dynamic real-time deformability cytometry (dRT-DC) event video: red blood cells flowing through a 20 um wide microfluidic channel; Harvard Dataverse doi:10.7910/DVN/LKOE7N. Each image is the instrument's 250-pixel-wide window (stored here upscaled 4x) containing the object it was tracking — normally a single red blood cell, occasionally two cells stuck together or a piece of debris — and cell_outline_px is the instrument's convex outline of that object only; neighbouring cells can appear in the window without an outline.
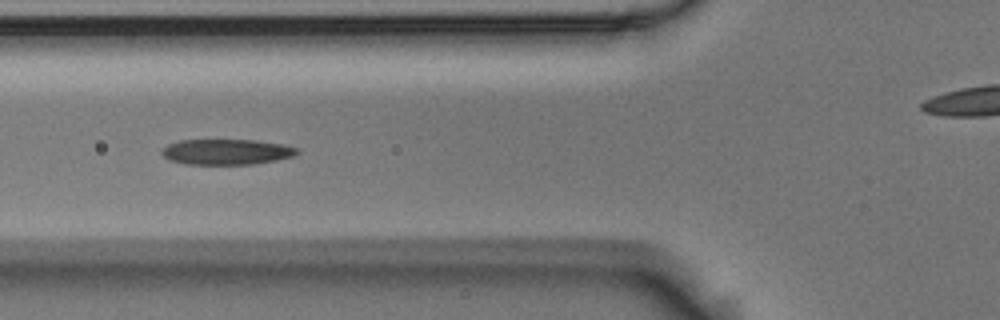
{"species": "Egyptian fruit bat (a non-hibernating species)", "species_latin": "Rousettus aegyptiacus", "temperature_condition": "room temperature", "stored_images_in_passage": 6, "camera_frame_rate_fps": 3000, "um_per_image_px": 0.085, "animal": {"sex": "male"}, "frame": {"image": 1, "passage_image": 4, "time_ms": 1.0, "image_size_px": [1000, 320], "cell_outline_px": [[300, 152], [292, 156], [276, 160], [252, 164], [188, 164], [168, 160], [160, 152], [168, 144], [180, 140], [256, 140], [284, 144], [296, 148]], "centroid_in_image_um": [19.25, 12.9], "position_along_channel_um": 106.6, "area_um2": 20.06}}
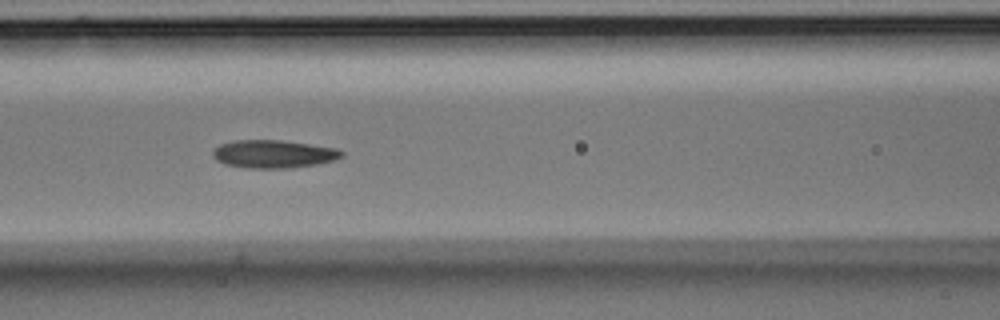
{"frame": {"image": 2, "passage_image": 5, "time_ms": 1.333, "image_size_px": [1000, 320], "cell_outline_px": [[344, 156], [332, 160], [316, 164], [292, 168], [244, 168], [224, 164], [216, 160], [212, 156], [212, 152], [220, 144], [236, 140], [280, 140], [336, 148], [344, 152]], "centroid_in_image_um": [23.22, 13.09], "position_along_channel_um": 143.4, "area_um2": 20.98}}
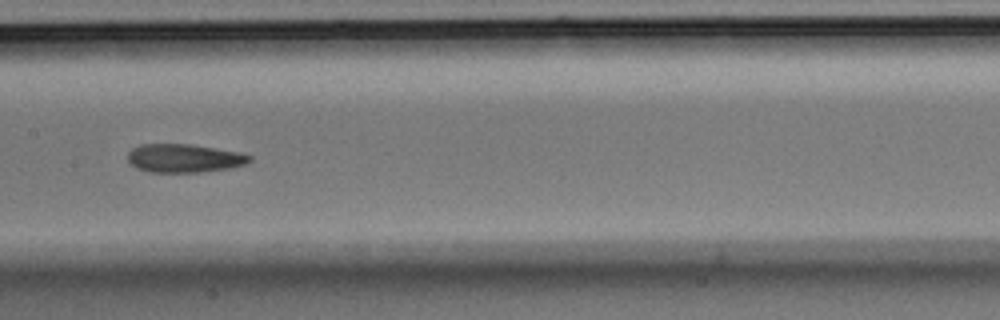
{"frame": {"image": 3, "passage_image": 6, "time_ms": 1.667, "image_size_px": [1000, 320], "cell_outline_px": [[252, 160], [244, 164], [232, 168], [200, 172], [148, 172], [136, 168], [128, 160], [128, 152], [132, 148], [140, 144], [192, 144], [240, 152], [252, 156]], "centroid_in_image_um": [15.66, 13.44], "position_along_channel_um": 191.7, "area_um2": 20.35}}